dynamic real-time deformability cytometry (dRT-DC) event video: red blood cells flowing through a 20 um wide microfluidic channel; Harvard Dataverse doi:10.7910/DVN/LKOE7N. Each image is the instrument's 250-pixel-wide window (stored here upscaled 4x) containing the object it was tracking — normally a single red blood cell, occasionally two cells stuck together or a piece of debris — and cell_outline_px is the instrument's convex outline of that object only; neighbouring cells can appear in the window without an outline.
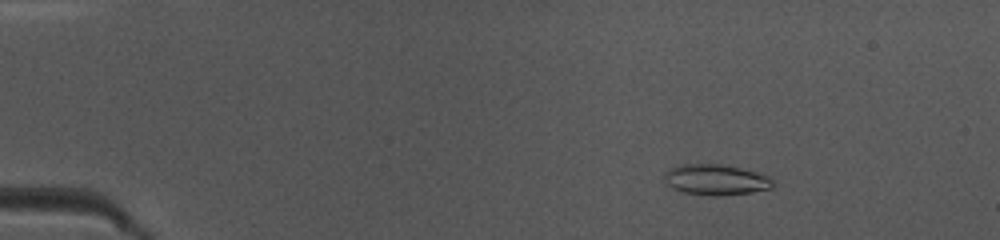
{"species": "common noctule bat (a hibernating species)", "species_latin": "Nyctalus noctula", "temperature_condition": "warm", "stored_images_in_passage": 49, "camera_frame_rate_fps": 3000, "um_per_image_px": 0.085, "animal": {"sex": "female", "body_mass_g": 10.0, "forearm_length_mm": 53.1}, "frame": {"image": 1, "passage_image": 8, "time_ms": 2.333, "image_size_px": [1000, 240], "cell_outline_px": [[772, 188], [752, 192], [720, 196], [708, 196], [684, 192], [672, 188], [664, 180], [664, 172], [672, 168], [684, 164], [720, 164], [740, 168], [756, 172], [768, 176], [772, 180]], "centroid_in_image_um": [60.83, 15.29], "position_along_channel_um": 24.2, "area_um2": 19.31}}
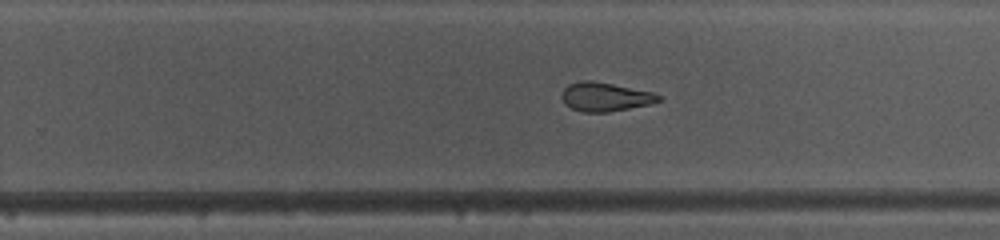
{"frame": {"image": 2, "passage_image": 32, "time_ms": 10.333, "image_size_px": [1000, 240], "cell_outline_px": [[664, 100], [652, 104], [608, 112], [580, 112], [564, 104], [560, 96], [564, 88], [568, 84], [580, 80], [592, 80], [652, 92], [664, 96]], "centroid_in_image_um": [51.45, 8.23], "position_along_channel_um": 278.3, "area_um2": 16.59}}
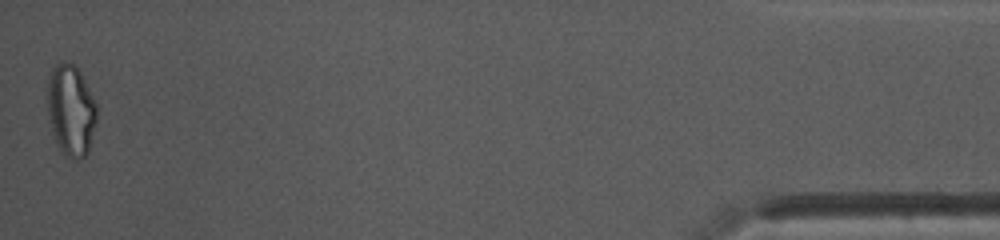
{"frame": {"image": 3, "passage_image": 49, "time_ms": 16.0, "image_size_px": [1000, 240], "cell_outline_px": [[96, 120], [88, 152], [84, 156], [76, 160], [68, 156], [60, 148], [52, 132], [48, 112], [48, 80], [52, 68], [56, 64], [64, 60], [72, 64], [80, 72], [96, 104]], "centroid_in_image_um": [6.02, 9.35], "position_along_channel_um": 429.2, "area_um2": 25.66}, "authors_computed_cell_mechanics": {"area_um2": 18.3804, "velocity_mm_per_s": 4.1285, "shape_relaxation_time_tau1_ms": null, "shape_relaxation_time_tau2_ms": 2.3738, "deformation_change_tau1": null, "deformation_change_tau2": 0.1056}}